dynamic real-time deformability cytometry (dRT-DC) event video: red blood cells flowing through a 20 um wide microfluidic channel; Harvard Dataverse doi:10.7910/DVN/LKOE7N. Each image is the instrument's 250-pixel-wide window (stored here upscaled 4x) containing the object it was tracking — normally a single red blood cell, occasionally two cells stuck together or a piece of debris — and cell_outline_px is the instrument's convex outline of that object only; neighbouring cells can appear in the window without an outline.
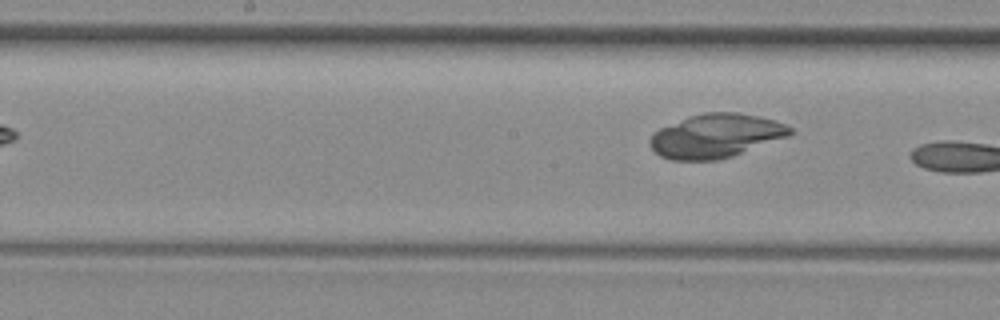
{"species": "common noctule bat (a hibernating species)", "species_latin": "Nyctalus noctula", "temperature_condition": "room temperature", "stored_images_in_passage": 8, "camera_frame_rate_fps": 3000, "um_per_image_px": 0.085, "animal": {"sex": "female", "body_mass_g": 29.2, "forearm_length_mm": 56.3}, "frame": {"image": 1, "passage_image": 8, "time_ms": 9.0, "image_size_px": [1000, 320], "cell_outline_px": [[792, 132], [788, 136], [732, 156], [716, 160], [672, 160], [660, 156], [652, 148], [648, 140], [652, 132], [660, 128], [688, 116], [704, 112], [740, 112], [760, 116], [788, 124], [792, 128]], "centroid_in_image_um": [60.83, 11.53], "position_along_channel_um": 187.4, "area_um2": 35.89}}